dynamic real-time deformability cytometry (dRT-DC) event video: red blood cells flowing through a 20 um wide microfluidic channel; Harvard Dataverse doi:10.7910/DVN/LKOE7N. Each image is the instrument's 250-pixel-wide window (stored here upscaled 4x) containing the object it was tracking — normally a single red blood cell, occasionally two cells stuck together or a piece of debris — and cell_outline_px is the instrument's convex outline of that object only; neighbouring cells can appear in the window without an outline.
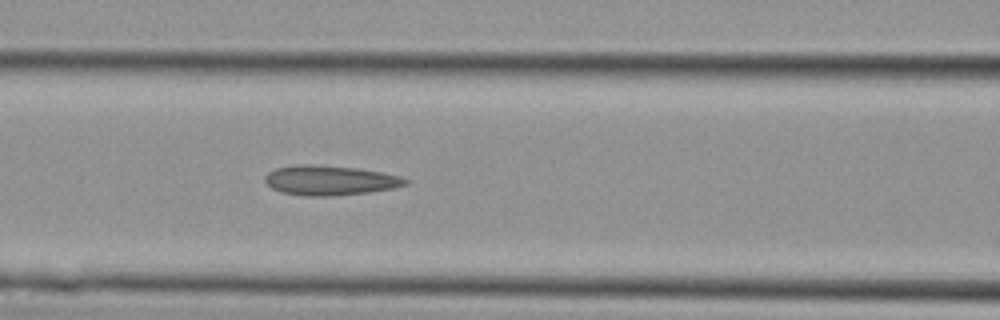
{"species": "Egyptian fruit bat (a non-hibernating species)", "species_latin": "Rousettus aegyptiacus", "temperature_condition": "cold", "stored_images_in_passage": 8, "camera_frame_rate_fps": 3000, "um_per_image_px": 0.085, "animal": {"sex": "female"}, "frame": {"image": 1, "passage_image": 8, "time_ms": 2.333, "image_size_px": [1000, 320], "cell_outline_px": [[408, 184], [392, 188], [368, 192], [332, 196], [308, 196], [280, 192], [272, 188], [264, 180], [264, 176], [268, 172], [276, 168], [296, 164], [304, 164], [356, 168], [384, 172], [400, 176], [408, 180]], "centroid_in_image_um": [28.03, 15.33], "position_along_channel_um": 138.6, "area_um2": 24.28}}